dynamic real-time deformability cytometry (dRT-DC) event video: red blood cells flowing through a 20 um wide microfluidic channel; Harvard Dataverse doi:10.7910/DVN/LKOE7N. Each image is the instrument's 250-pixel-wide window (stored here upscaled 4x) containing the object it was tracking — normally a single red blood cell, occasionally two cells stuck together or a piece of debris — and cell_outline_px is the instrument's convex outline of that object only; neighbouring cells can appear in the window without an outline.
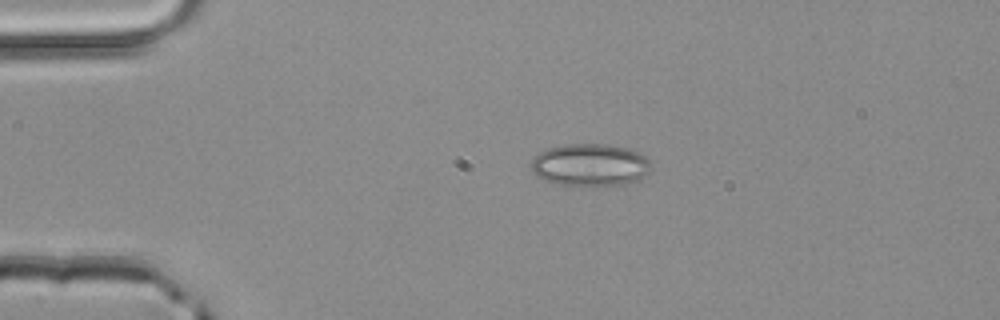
{"species": "common noctule bat (a hibernating species)", "species_latin": "Nyctalus noctula", "temperature_condition": "room temperature", "stored_images_in_passage": 3, "camera_frame_rate_fps": 3000, "um_per_image_px": 0.085, "animal": {"sex": "male", "body_mass_g": 20.4}, "frame": {"image": 1, "passage_image": 2, "time_ms": 0.333, "image_size_px": [1000, 320], "cell_outline_px": [[652, 164], [648, 172], [644, 176], [636, 180], [620, 184], [584, 188], [552, 184], [536, 176], [532, 172], [532, 160], [540, 152], [548, 148], [564, 144], [604, 144], [624, 148], [636, 152], [652, 160]], "centroid_in_image_um": [50.12, 14.06], "position_along_channel_um": 34.9, "area_um2": 30.11}}